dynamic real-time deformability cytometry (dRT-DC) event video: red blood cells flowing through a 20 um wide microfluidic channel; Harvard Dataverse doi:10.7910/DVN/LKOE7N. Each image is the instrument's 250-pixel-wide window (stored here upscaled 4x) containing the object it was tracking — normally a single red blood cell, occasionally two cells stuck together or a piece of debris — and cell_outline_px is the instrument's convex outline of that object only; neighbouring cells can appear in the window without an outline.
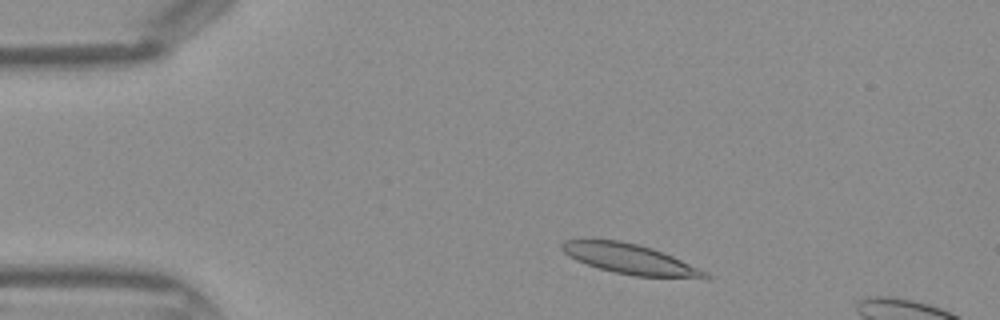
{"species": "Egyptian fruit bat (a non-hibernating species)", "species_latin": "Rousettus aegyptiacus", "temperature_condition": "warm", "stored_images_in_passage": 9, "camera_frame_rate_fps": 3000, "um_per_image_px": 0.085, "frame": {"image": 1, "passage_image": 3, "time_ms": 0.667, "image_size_px": [1000, 320], "cell_outline_px": [[712, 276], [632, 276], [600, 268], [576, 260], [568, 256], [560, 248], [560, 244], [564, 240], [580, 236], [584, 236], [620, 240], [652, 248], [672, 256]], "centroid_in_image_um": [53.25, 21.91], "position_along_channel_um": 31.8, "area_um2": 24.74}}